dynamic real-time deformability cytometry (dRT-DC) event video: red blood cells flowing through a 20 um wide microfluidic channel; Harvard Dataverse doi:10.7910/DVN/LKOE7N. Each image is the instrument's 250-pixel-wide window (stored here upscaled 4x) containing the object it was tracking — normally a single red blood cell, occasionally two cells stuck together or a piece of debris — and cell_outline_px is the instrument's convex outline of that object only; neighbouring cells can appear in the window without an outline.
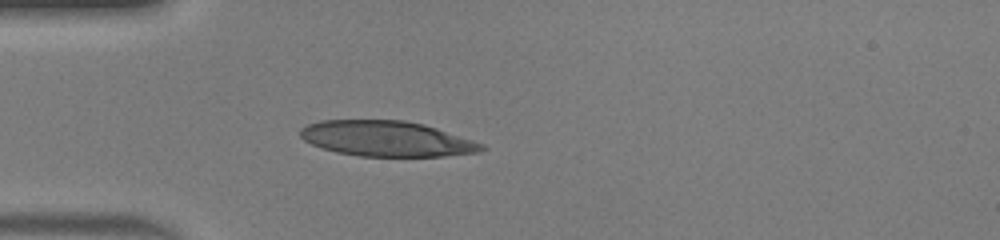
{"species": "human", "species_latin": "Homo sapiens", "temperature_condition": "warm", "stored_images_in_passage": 36, "camera_frame_rate_fps": 3000, "um_per_image_px": 0.085, "donor": {"sex": "male"}, "frame": {"image": 1, "passage_image": 1, "time_ms": 0.0, "image_size_px": [1000, 240], "cell_outline_px": [[488, 148], [480, 152], [444, 156], [360, 156], [336, 152], [312, 144], [304, 140], [300, 136], [300, 128], [308, 124], [320, 120], [404, 120], [424, 124], [484, 144]], "centroid_in_image_um": [32.87, 11.78], "position_along_channel_um": 52.1, "area_um2": 37.34}}
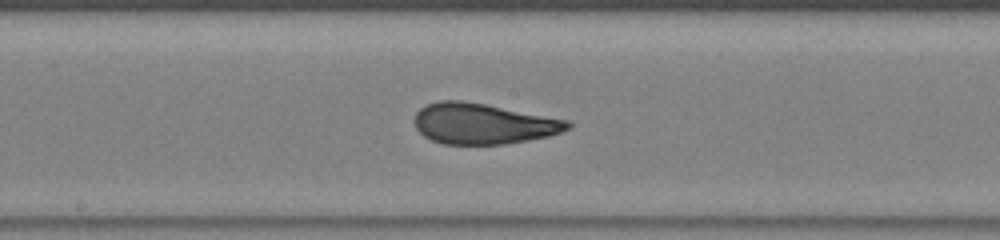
{"frame": {"image": 2, "passage_image": 13, "time_ms": 4.0, "image_size_px": [1000, 240], "cell_outline_px": [[572, 128], [548, 136], [528, 140], [504, 144], [444, 144], [432, 140], [424, 136], [416, 128], [416, 112], [420, 108], [428, 104], [440, 100], [460, 100], [484, 104], [568, 120], [572, 124]], "centroid_in_image_um": [41.07, 10.52], "position_along_channel_um": 207.1, "area_um2": 36.01}}
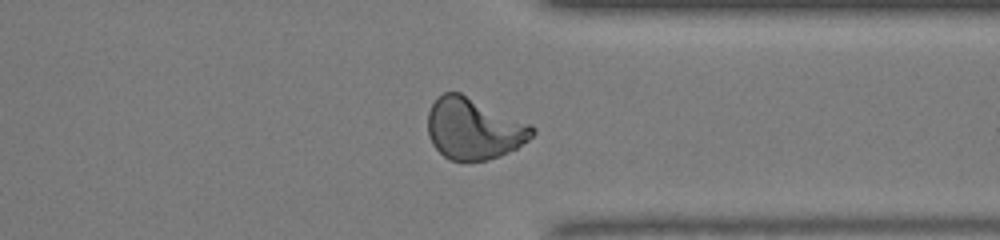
{"frame": {"image": 3, "passage_image": 25, "time_ms": 8.0, "image_size_px": [1000, 240], "cell_outline_px": [[536, 132], [528, 140], [516, 148], [500, 156], [484, 160], [452, 160], [444, 156], [432, 144], [428, 136], [428, 112], [432, 104], [444, 92], [460, 92], [532, 124], [536, 128]], "centroid_in_image_um": [40.29, 10.93], "position_along_channel_um": 371.1, "area_um2": 37.28}, "authors_computed_cell_mechanics": {"area_um2": 36.3562, "velocity_mm_per_s": 4.146, "shape_relaxation_time_tau1_ms": 6.912, "shape_relaxation_time_tau2_ms": 0.6839, "deformation_change_tau1": 0.2999, "deformation_change_tau2": 0.0853}}